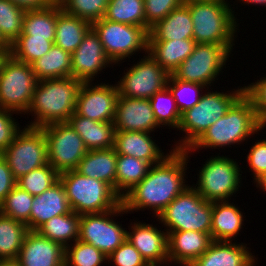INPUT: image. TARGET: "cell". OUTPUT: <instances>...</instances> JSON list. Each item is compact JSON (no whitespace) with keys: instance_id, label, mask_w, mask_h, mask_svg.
<instances>
[{"instance_id":"cell-1","label":"cell","mask_w":266,"mask_h":266,"mask_svg":"<svg viewBox=\"0 0 266 266\" xmlns=\"http://www.w3.org/2000/svg\"><path fill=\"white\" fill-rule=\"evenodd\" d=\"M190 154L173 150L162 162L151 165L146 177L122 198L127 213L149 209L155 218L190 185L186 170Z\"/></svg>"},{"instance_id":"cell-2","label":"cell","mask_w":266,"mask_h":266,"mask_svg":"<svg viewBox=\"0 0 266 266\" xmlns=\"http://www.w3.org/2000/svg\"><path fill=\"white\" fill-rule=\"evenodd\" d=\"M262 129L264 130L251 99L243 93L224 116L207 128L204 134L184 151L191 155L192 152L199 153L203 148L213 150L239 145L250 139L248 137L259 134Z\"/></svg>"},{"instance_id":"cell-3","label":"cell","mask_w":266,"mask_h":266,"mask_svg":"<svg viewBox=\"0 0 266 266\" xmlns=\"http://www.w3.org/2000/svg\"><path fill=\"white\" fill-rule=\"evenodd\" d=\"M82 83L73 77L38 81L26 113L32 115L34 120L27 126L43 127L56 122H67L75 113Z\"/></svg>"},{"instance_id":"cell-4","label":"cell","mask_w":266,"mask_h":266,"mask_svg":"<svg viewBox=\"0 0 266 266\" xmlns=\"http://www.w3.org/2000/svg\"><path fill=\"white\" fill-rule=\"evenodd\" d=\"M186 5L192 17L196 43L235 44L240 23L236 22L228 0L192 1Z\"/></svg>"},{"instance_id":"cell-5","label":"cell","mask_w":266,"mask_h":266,"mask_svg":"<svg viewBox=\"0 0 266 266\" xmlns=\"http://www.w3.org/2000/svg\"><path fill=\"white\" fill-rule=\"evenodd\" d=\"M204 92L199 102L181 114L179 128L186 133L175 142L174 150H186L190 148L219 118L224 116L231 105L244 93V86L236 90L219 92L208 90Z\"/></svg>"},{"instance_id":"cell-6","label":"cell","mask_w":266,"mask_h":266,"mask_svg":"<svg viewBox=\"0 0 266 266\" xmlns=\"http://www.w3.org/2000/svg\"><path fill=\"white\" fill-rule=\"evenodd\" d=\"M59 180L71 210L79 215L107 212L122 204V198L109 184L76 170L60 173Z\"/></svg>"},{"instance_id":"cell-7","label":"cell","mask_w":266,"mask_h":266,"mask_svg":"<svg viewBox=\"0 0 266 266\" xmlns=\"http://www.w3.org/2000/svg\"><path fill=\"white\" fill-rule=\"evenodd\" d=\"M212 202L203 199L191 186L180 193L157 216L164 231H197L210 234Z\"/></svg>"},{"instance_id":"cell-8","label":"cell","mask_w":266,"mask_h":266,"mask_svg":"<svg viewBox=\"0 0 266 266\" xmlns=\"http://www.w3.org/2000/svg\"><path fill=\"white\" fill-rule=\"evenodd\" d=\"M212 155L199 169L197 183L192 187L208 202L227 201L239 191L242 174L238 162L228 156ZM198 185V186H197ZM234 193V195H233ZM230 198V199H229Z\"/></svg>"},{"instance_id":"cell-9","label":"cell","mask_w":266,"mask_h":266,"mask_svg":"<svg viewBox=\"0 0 266 266\" xmlns=\"http://www.w3.org/2000/svg\"><path fill=\"white\" fill-rule=\"evenodd\" d=\"M233 46L235 44L196 43L191 55L179 65L172 75L178 80L203 84L209 88L219 79L220 73H223L228 58L233 56L231 53L234 49Z\"/></svg>"},{"instance_id":"cell-10","label":"cell","mask_w":266,"mask_h":266,"mask_svg":"<svg viewBox=\"0 0 266 266\" xmlns=\"http://www.w3.org/2000/svg\"><path fill=\"white\" fill-rule=\"evenodd\" d=\"M91 27L98 34L106 55L116 65L139 51L148 53L149 31L145 27L113 22L105 18L93 22Z\"/></svg>"},{"instance_id":"cell-11","label":"cell","mask_w":266,"mask_h":266,"mask_svg":"<svg viewBox=\"0 0 266 266\" xmlns=\"http://www.w3.org/2000/svg\"><path fill=\"white\" fill-rule=\"evenodd\" d=\"M37 82L31 64L10 56L0 72V108L25 115Z\"/></svg>"},{"instance_id":"cell-12","label":"cell","mask_w":266,"mask_h":266,"mask_svg":"<svg viewBox=\"0 0 266 266\" xmlns=\"http://www.w3.org/2000/svg\"><path fill=\"white\" fill-rule=\"evenodd\" d=\"M1 155L16 180L48 164L47 141L43 129L26 125Z\"/></svg>"},{"instance_id":"cell-13","label":"cell","mask_w":266,"mask_h":266,"mask_svg":"<svg viewBox=\"0 0 266 266\" xmlns=\"http://www.w3.org/2000/svg\"><path fill=\"white\" fill-rule=\"evenodd\" d=\"M125 213L121 204L107 212L80 215L78 240L93 245L108 257L127 239V230L113 218Z\"/></svg>"},{"instance_id":"cell-14","label":"cell","mask_w":266,"mask_h":266,"mask_svg":"<svg viewBox=\"0 0 266 266\" xmlns=\"http://www.w3.org/2000/svg\"><path fill=\"white\" fill-rule=\"evenodd\" d=\"M41 128L47 141L48 163L59 174L76 170L88 152L79 134L68 122H56Z\"/></svg>"},{"instance_id":"cell-15","label":"cell","mask_w":266,"mask_h":266,"mask_svg":"<svg viewBox=\"0 0 266 266\" xmlns=\"http://www.w3.org/2000/svg\"><path fill=\"white\" fill-rule=\"evenodd\" d=\"M124 70L116 84L120 96L150 99L155 93L167 87L170 74L148 53ZM129 69V70H128Z\"/></svg>"},{"instance_id":"cell-16","label":"cell","mask_w":266,"mask_h":266,"mask_svg":"<svg viewBox=\"0 0 266 266\" xmlns=\"http://www.w3.org/2000/svg\"><path fill=\"white\" fill-rule=\"evenodd\" d=\"M118 96L116 84L83 82L77 95L75 113L93 121L113 122Z\"/></svg>"},{"instance_id":"cell-17","label":"cell","mask_w":266,"mask_h":266,"mask_svg":"<svg viewBox=\"0 0 266 266\" xmlns=\"http://www.w3.org/2000/svg\"><path fill=\"white\" fill-rule=\"evenodd\" d=\"M110 65L113 67L115 64L106 55L98 34L91 27L71 54V77L82 82H93Z\"/></svg>"},{"instance_id":"cell-18","label":"cell","mask_w":266,"mask_h":266,"mask_svg":"<svg viewBox=\"0 0 266 266\" xmlns=\"http://www.w3.org/2000/svg\"><path fill=\"white\" fill-rule=\"evenodd\" d=\"M133 221L130 223V230L127 231V239L140 252L142 257L150 266H164L168 261V234L159 230L153 223ZM168 262V263H167Z\"/></svg>"},{"instance_id":"cell-19","label":"cell","mask_w":266,"mask_h":266,"mask_svg":"<svg viewBox=\"0 0 266 266\" xmlns=\"http://www.w3.org/2000/svg\"><path fill=\"white\" fill-rule=\"evenodd\" d=\"M115 131H138L153 133L160 128L155 119L149 99L118 96L115 118Z\"/></svg>"},{"instance_id":"cell-20","label":"cell","mask_w":266,"mask_h":266,"mask_svg":"<svg viewBox=\"0 0 266 266\" xmlns=\"http://www.w3.org/2000/svg\"><path fill=\"white\" fill-rule=\"evenodd\" d=\"M65 248L37 231H28L17 261L21 266H64Z\"/></svg>"},{"instance_id":"cell-21","label":"cell","mask_w":266,"mask_h":266,"mask_svg":"<svg viewBox=\"0 0 266 266\" xmlns=\"http://www.w3.org/2000/svg\"><path fill=\"white\" fill-rule=\"evenodd\" d=\"M168 234V261L174 265L189 266L200 257L213 241L210 234L197 231H166ZM176 263V264H175Z\"/></svg>"},{"instance_id":"cell-22","label":"cell","mask_w":266,"mask_h":266,"mask_svg":"<svg viewBox=\"0 0 266 266\" xmlns=\"http://www.w3.org/2000/svg\"><path fill=\"white\" fill-rule=\"evenodd\" d=\"M147 132L115 131L114 148L117 155L132 156L155 165L162 162L174 149L164 152ZM152 138V139H151Z\"/></svg>"},{"instance_id":"cell-23","label":"cell","mask_w":266,"mask_h":266,"mask_svg":"<svg viewBox=\"0 0 266 266\" xmlns=\"http://www.w3.org/2000/svg\"><path fill=\"white\" fill-rule=\"evenodd\" d=\"M257 262V257L249 251L246 243L212 241L208 249L189 266H256Z\"/></svg>"},{"instance_id":"cell-24","label":"cell","mask_w":266,"mask_h":266,"mask_svg":"<svg viewBox=\"0 0 266 266\" xmlns=\"http://www.w3.org/2000/svg\"><path fill=\"white\" fill-rule=\"evenodd\" d=\"M65 189L60 180L40 195L33 197L30 212V231H36L51 218L70 213Z\"/></svg>"},{"instance_id":"cell-25","label":"cell","mask_w":266,"mask_h":266,"mask_svg":"<svg viewBox=\"0 0 266 266\" xmlns=\"http://www.w3.org/2000/svg\"><path fill=\"white\" fill-rule=\"evenodd\" d=\"M231 201L212 202V218L210 236L213 241H235L244 225L241 208Z\"/></svg>"},{"instance_id":"cell-26","label":"cell","mask_w":266,"mask_h":266,"mask_svg":"<svg viewBox=\"0 0 266 266\" xmlns=\"http://www.w3.org/2000/svg\"><path fill=\"white\" fill-rule=\"evenodd\" d=\"M67 122L82 138L88 151L114 147L115 129L113 122L93 121L76 113Z\"/></svg>"},{"instance_id":"cell-27","label":"cell","mask_w":266,"mask_h":266,"mask_svg":"<svg viewBox=\"0 0 266 266\" xmlns=\"http://www.w3.org/2000/svg\"><path fill=\"white\" fill-rule=\"evenodd\" d=\"M193 38L183 40H148V54L169 74L193 52Z\"/></svg>"},{"instance_id":"cell-28","label":"cell","mask_w":266,"mask_h":266,"mask_svg":"<svg viewBox=\"0 0 266 266\" xmlns=\"http://www.w3.org/2000/svg\"><path fill=\"white\" fill-rule=\"evenodd\" d=\"M115 148L88 151L76 169L83 176L101 180L109 184L116 192Z\"/></svg>"},{"instance_id":"cell-29","label":"cell","mask_w":266,"mask_h":266,"mask_svg":"<svg viewBox=\"0 0 266 266\" xmlns=\"http://www.w3.org/2000/svg\"><path fill=\"white\" fill-rule=\"evenodd\" d=\"M193 38V22L186 4L171 11L150 28L148 40H183Z\"/></svg>"},{"instance_id":"cell-30","label":"cell","mask_w":266,"mask_h":266,"mask_svg":"<svg viewBox=\"0 0 266 266\" xmlns=\"http://www.w3.org/2000/svg\"><path fill=\"white\" fill-rule=\"evenodd\" d=\"M91 28V23L70 15L57 3V22L54 44L72 54L81 44L84 35Z\"/></svg>"},{"instance_id":"cell-31","label":"cell","mask_w":266,"mask_h":266,"mask_svg":"<svg viewBox=\"0 0 266 266\" xmlns=\"http://www.w3.org/2000/svg\"><path fill=\"white\" fill-rule=\"evenodd\" d=\"M31 65L38 81L71 77V54L55 44Z\"/></svg>"},{"instance_id":"cell-32","label":"cell","mask_w":266,"mask_h":266,"mask_svg":"<svg viewBox=\"0 0 266 266\" xmlns=\"http://www.w3.org/2000/svg\"><path fill=\"white\" fill-rule=\"evenodd\" d=\"M80 215L71 211L68 214L51 218L42 224L36 231L52 241L61 244L64 248L79 238ZM70 242V243H69Z\"/></svg>"},{"instance_id":"cell-33","label":"cell","mask_w":266,"mask_h":266,"mask_svg":"<svg viewBox=\"0 0 266 266\" xmlns=\"http://www.w3.org/2000/svg\"><path fill=\"white\" fill-rule=\"evenodd\" d=\"M150 166L144 160L127 155H117L116 193L123 198L146 177Z\"/></svg>"},{"instance_id":"cell-34","label":"cell","mask_w":266,"mask_h":266,"mask_svg":"<svg viewBox=\"0 0 266 266\" xmlns=\"http://www.w3.org/2000/svg\"><path fill=\"white\" fill-rule=\"evenodd\" d=\"M57 22V3L44 9L26 10L21 35L55 40Z\"/></svg>"},{"instance_id":"cell-35","label":"cell","mask_w":266,"mask_h":266,"mask_svg":"<svg viewBox=\"0 0 266 266\" xmlns=\"http://www.w3.org/2000/svg\"><path fill=\"white\" fill-rule=\"evenodd\" d=\"M28 231L26 224L0 213V260L17 259Z\"/></svg>"},{"instance_id":"cell-36","label":"cell","mask_w":266,"mask_h":266,"mask_svg":"<svg viewBox=\"0 0 266 266\" xmlns=\"http://www.w3.org/2000/svg\"><path fill=\"white\" fill-rule=\"evenodd\" d=\"M104 18L146 28L144 0H109Z\"/></svg>"},{"instance_id":"cell-37","label":"cell","mask_w":266,"mask_h":266,"mask_svg":"<svg viewBox=\"0 0 266 266\" xmlns=\"http://www.w3.org/2000/svg\"><path fill=\"white\" fill-rule=\"evenodd\" d=\"M54 45V41L33 35H19L11 44V56L27 64H32L46 54Z\"/></svg>"},{"instance_id":"cell-38","label":"cell","mask_w":266,"mask_h":266,"mask_svg":"<svg viewBox=\"0 0 266 266\" xmlns=\"http://www.w3.org/2000/svg\"><path fill=\"white\" fill-rule=\"evenodd\" d=\"M33 197L16 185L0 204V213L26 224L28 230H30V212Z\"/></svg>"},{"instance_id":"cell-39","label":"cell","mask_w":266,"mask_h":266,"mask_svg":"<svg viewBox=\"0 0 266 266\" xmlns=\"http://www.w3.org/2000/svg\"><path fill=\"white\" fill-rule=\"evenodd\" d=\"M149 100L155 119L160 126L171 127V129L174 128L175 130L179 128L181 113L167 87L155 93Z\"/></svg>"},{"instance_id":"cell-40","label":"cell","mask_w":266,"mask_h":266,"mask_svg":"<svg viewBox=\"0 0 266 266\" xmlns=\"http://www.w3.org/2000/svg\"><path fill=\"white\" fill-rule=\"evenodd\" d=\"M25 12L9 0H0V34L9 45L22 34Z\"/></svg>"},{"instance_id":"cell-41","label":"cell","mask_w":266,"mask_h":266,"mask_svg":"<svg viewBox=\"0 0 266 266\" xmlns=\"http://www.w3.org/2000/svg\"><path fill=\"white\" fill-rule=\"evenodd\" d=\"M59 180V173L49 163L22 175L17 186L32 196L40 195Z\"/></svg>"},{"instance_id":"cell-42","label":"cell","mask_w":266,"mask_h":266,"mask_svg":"<svg viewBox=\"0 0 266 266\" xmlns=\"http://www.w3.org/2000/svg\"><path fill=\"white\" fill-rule=\"evenodd\" d=\"M107 256L93 245L75 241L65 247L64 266H101Z\"/></svg>"},{"instance_id":"cell-43","label":"cell","mask_w":266,"mask_h":266,"mask_svg":"<svg viewBox=\"0 0 266 266\" xmlns=\"http://www.w3.org/2000/svg\"><path fill=\"white\" fill-rule=\"evenodd\" d=\"M167 88L175 99L176 106L181 114L195 106L203 94L202 91L207 89L203 84L178 80L172 74L169 76Z\"/></svg>"},{"instance_id":"cell-44","label":"cell","mask_w":266,"mask_h":266,"mask_svg":"<svg viewBox=\"0 0 266 266\" xmlns=\"http://www.w3.org/2000/svg\"><path fill=\"white\" fill-rule=\"evenodd\" d=\"M62 10L89 23L104 18L109 0H61Z\"/></svg>"},{"instance_id":"cell-45","label":"cell","mask_w":266,"mask_h":266,"mask_svg":"<svg viewBox=\"0 0 266 266\" xmlns=\"http://www.w3.org/2000/svg\"><path fill=\"white\" fill-rule=\"evenodd\" d=\"M183 4L182 0H144L146 29L150 31L157 22Z\"/></svg>"},{"instance_id":"cell-46","label":"cell","mask_w":266,"mask_h":266,"mask_svg":"<svg viewBox=\"0 0 266 266\" xmlns=\"http://www.w3.org/2000/svg\"><path fill=\"white\" fill-rule=\"evenodd\" d=\"M107 261L114 266H150L128 239L107 257Z\"/></svg>"},{"instance_id":"cell-47","label":"cell","mask_w":266,"mask_h":266,"mask_svg":"<svg viewBox=\"0 0 266 266\" xmlns=\"http://www.w3.org/2000/svg\"><path fill=\"white\" fill-rule=\"evenodd\" d=\"M244 93L251 99L262 127L266 128V76L244 86Z\"/></svg>"},{"instance_id":"cell-48","label":"cell","mask_w":266,"mask_h":266,"mask_svg":"<svg viewBox=\"0 0 266 266\" xmlns=\"http://www.w3.org/2000/svg\"><path fill=\"white\" fill-rule=\"evenodd\" d=\"M13 113L15 114L13 111L0 108V154L6 150L22 129L13 118Z\"/></svg>"},{"instance_id":"cell-49","label":"cell","mask_w":266,"mask_h":266,"mask_svg":"<svg viewBox=\"0 0 266 266\" xmlns=\"http://www.w3.org/2000/svg\"><path fill=\"white\" fill-rule=\"evenodd\" d=\"M259 140L252 145L246 157L254 180L266 171V139Z\"/></svg>"},{"instance_id":"cell-50","label":"cell","mask_w":266,"mask_h":266,"mask_svg":"<svg viewBox=\"0 0 266 266\" xmlns=\"http://www.w3.org/2000/svg\"><path fill=\"white\" fill-rule=\"evenodd\" d=\"M16 185L17 180L13 177L7 161L0 154V204Z\"/></svg>"},{"instance_id":"cell-51","label":"cell","mask_w":266,"mask_h":266,"mask_svg":"<svg viewBox=\"0 0 266 266\" xmlns=\"http://www.w3.org/2000/svg\"><path fill=\"white\" fill-rule=\"evenodd\" d=\"M16 6L24 10L44 9L49 7L53 2L51 0H9Z\"/></svg>"},{"instance_id":"cell-52","label":"cell","mask_w":266,"mask_h":266,"mask_svg":"<svg viewBox=\"0 0 266 266\" xmlns=\"http://www.w3.org/2000/svg\"><path fill=\"white\" fill-rule=\"evenodd\" d=\"M255 186L259 188L260 190L266 192V171L262 173L260 176H258L255 180H253Z\"/></svg>"},{"instance_id":"cell-53","label":"cell","mask_w":266,"mask_h":266,"mask_svg":"<svg viewBox=\"0 0 266 266\" xmlns=\"http://www.w3.org/2000/svg\"><path fill=\"white\" fill-rule=\"evenodd\" d=\"M239 2H241V4L243 3L244 5L247 4L249 6L250 5H258V6H264L266 7V0H238Z\"/></svg>"},{"instance_id":"cell-54","label":"cell","mask_w":266,"mask_h":266,"mask_svg":"<svg viewBox=\"0 0 266 266\" xmlns=\"http://www.w3.org/2000/svg\"><path fill=\"white\" fill-rule=\"evenodd\" d=\"M0 266H21L16 259L0 260Z\"/></svg>"},{"instance_id":"cell-55","label":"cell","mask_w":266,"mask_h":266,"mask_svg":"<svg viewBox=\"0 0 266 266\" xmlns=\"http://www.w3.org/2000/svg\"><path fill=\"white\" fill-rule=\"evenodd\" d=\"M0 47H11V45H9L1 36L0 34Z\"/></svg>"},{"instance_id":"cell-56","label":"cell","mask_w":266,"mask_h":266,"mask_svg":"<svg viewBox=\"0 0 266 266\" xmlns=\"http://www.w3.org/2000/svg\"><path fill=\"white\" fill-rule=\"evenodd\" d=\"M192 1H209V0H182L184 4L192 2Z\"/></svg>"},{"instance_id":"cell-57","label":"cell","mask_w":266,"mask_h":266,"mask_svg":"<svg viewBox=\"0 0 266 266\" xmlns=\"http://www.w3.org/2000/svg\"><path fill=\"white\" fill-rule=\"evenodd\" d=\"M53 3H59L61 0H51Z\"/></svg>"}]
</instances>
